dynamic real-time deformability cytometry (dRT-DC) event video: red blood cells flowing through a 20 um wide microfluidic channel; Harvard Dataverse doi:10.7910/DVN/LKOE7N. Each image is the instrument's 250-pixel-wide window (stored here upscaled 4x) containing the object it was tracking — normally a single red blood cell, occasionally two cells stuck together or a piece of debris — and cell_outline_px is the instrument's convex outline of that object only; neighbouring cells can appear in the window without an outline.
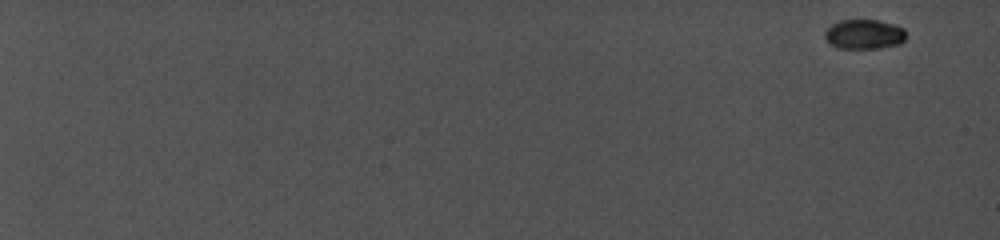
{"species": "common noctule bat (a hibernating species)", "species_latin": "Nyctalus noctula", "temperature_condition": "cold", "stored_images_in_passage": 1, "camera_frame_rate_fps": 5000, "um_per_image_px": 0.085, "animal": {"sex": "female", "body_mass_g": 19.0, "forearm_length_mm": 56.7}, "frame": {"image": 1, "passage_image": 1, "time_ms": 0.0, "image_size_px": [1000, 240], "cell_outline_px": [[904, 40], [900, 44], [880, 48], [836, 48], [828, 44], [824, 36], [824, 32], [832, 24], [840, 20], [876, 20], [892, 24], [904, 28]], "centroid_in_image_um": [73.41, 2.92], "position_along_channel_um": 11.6, "area_um2": 14.05}}